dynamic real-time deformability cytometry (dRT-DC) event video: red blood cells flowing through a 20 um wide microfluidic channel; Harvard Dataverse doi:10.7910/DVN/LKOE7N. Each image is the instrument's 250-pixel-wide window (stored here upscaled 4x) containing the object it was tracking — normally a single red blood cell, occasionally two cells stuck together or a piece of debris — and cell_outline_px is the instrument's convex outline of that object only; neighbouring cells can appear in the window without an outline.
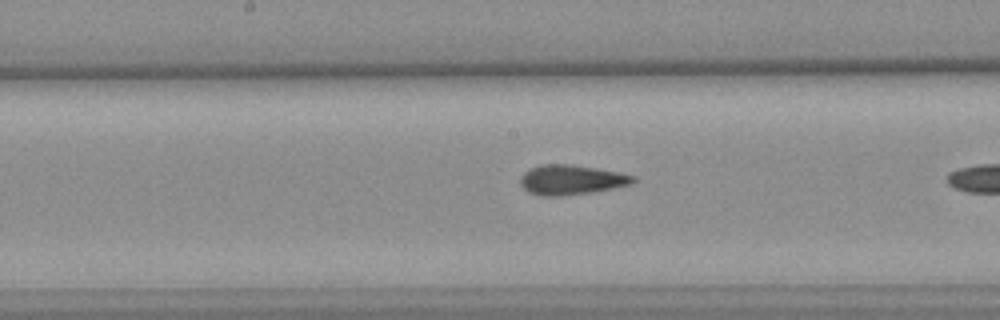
{"species": "common noctule bat (a hibernating species)", "species_latin": "Nyctalus noctula", "temperature_condition": "warm", "stored_images_in_passage": 35, "camera_frame_rate_fps": 3000, "um_per_image_px": 0.085, "animal": {"sex": "female", "body_mass_g": 25.1}, "frame": {"image": 1, "passage_image": 20, "time_ms": 6.333, "image_size_px": [1000, 320], "cell_outline_px": [[636, 180], [632, 184], [592, 192], [560, 196], [544, 196], [528, 192], [520, 184], [520, 176], [524, 172], [540, 164], [568, 164], [596, 168], [620, 172], [636, 176]], "centroid_in_image_um": [48.56, 15.28], "position_along_channel_um": 199.6, "area_um2": 19.59}}
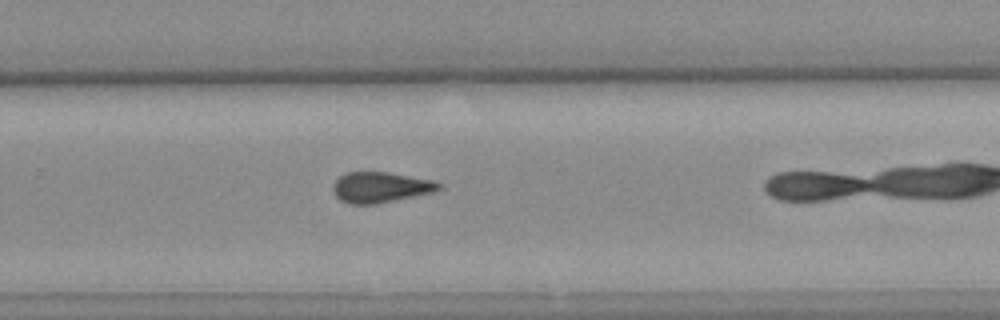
{"frame": {"image": 2, "passage_image": 28, "time_ms": 9.0, "image_size_px": [1000, 320], "cell_outline_px": [[444, 188], [436, 192], [376, 204], [348, 204], [340, 200], [336, 196], [332, 188], [332, 184], [344, 172], [388, 172], [436, 180], [444, 184]], "centroid_in_image_um": [32.41, 15.92], "position_along_channel_um": 297.4, "area_um2": 19.36}}
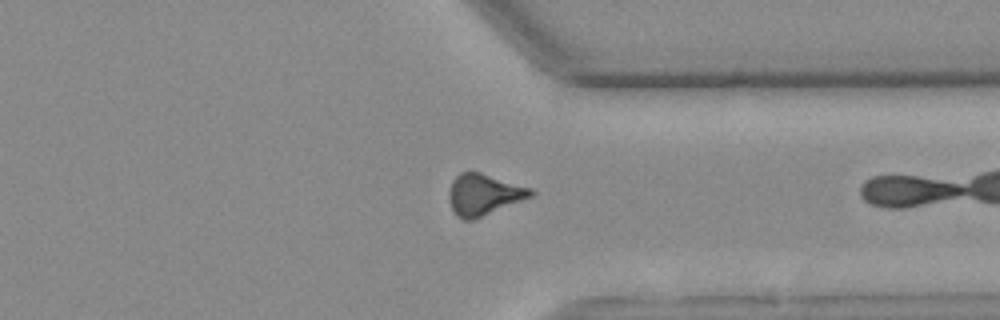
{"frame": {"image": 3, "passage_image": 34, "time_ms": 11.0, "image_size_px": [1000, 320], "cell_outline_px": [[536, 192], [532, 196], [472, 220], [464, 220], [456, 216], [448, 200], [448, 192], [452, 180], [460, 172], [480, 172], [532, 188]], "centroid_in_image_um": [41.09, 16.53], "position_along_channel_um": 370.3, "area_um2": 19.59}}